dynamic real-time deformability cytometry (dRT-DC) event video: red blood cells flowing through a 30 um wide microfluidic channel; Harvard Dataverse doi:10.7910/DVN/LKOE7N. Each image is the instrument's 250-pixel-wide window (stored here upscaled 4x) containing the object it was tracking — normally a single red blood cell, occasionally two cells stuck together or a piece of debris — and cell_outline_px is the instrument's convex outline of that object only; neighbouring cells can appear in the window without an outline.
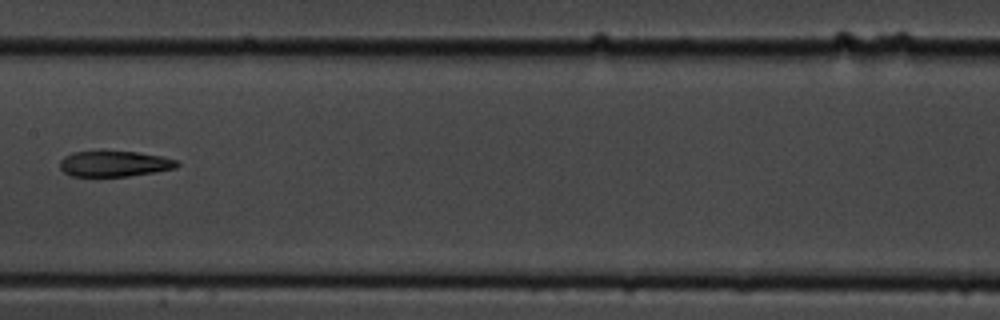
{"species": "common noctule bat (a hibernating species)", "species_latin": "Nyctalus noctula", "temperature_condition": "cold", "stored_images_in_passage": 10, "camera_frame_rate_fps": 3000, "um_per_image_px": 0.085, "animal": {"sex": "male", "body_mass_g": 19.5, "forearm_length_mm": 54.6}, "frame": {"image": 1, "passage_image": 9, "time_ms": 9.333, "image_size_px": [1000, 320], "cell_outline_px": [[180, 164], [176, 168], [128, 176], [72, 176], [64, 172], [60, 168], [60, 160], [64, 156], [72, 152], [100, 148], [104, 148], [136, 152], [160, 156], [176, 160]], "centroid_in_image_um": [9.65, 13.86], "position_along_channel_um": 197.8, "area_um2": 18.21}}
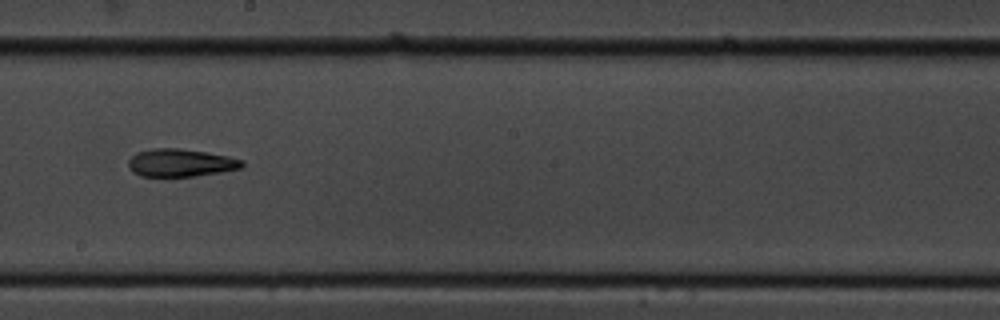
{"frame": {"image": 2, "passage_image": 10, "time_ms": 10.333, "image_size_px": [1000, 320], "cell_outline_px": [[244, 164], [240, 168], [220, 172], [196, 176], [140, 176], [132, 172], [128, 164], [128, 160], [136, 152], [152, 148], [180, 148], [228, 156], [244, 160]], "centroid_in_image_um": [15.33, 13.83], "position_along_channel_um": 232.9, "area_um2": 18.38}}